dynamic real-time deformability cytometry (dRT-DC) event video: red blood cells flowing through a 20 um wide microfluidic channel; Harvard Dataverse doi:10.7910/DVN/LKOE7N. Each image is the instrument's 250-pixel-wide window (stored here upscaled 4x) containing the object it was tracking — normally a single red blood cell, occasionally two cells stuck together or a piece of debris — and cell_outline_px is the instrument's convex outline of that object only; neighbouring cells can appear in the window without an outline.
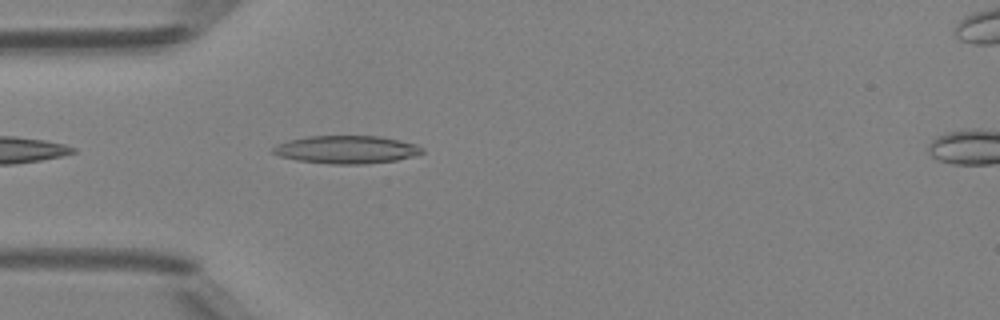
{"species": "Egyptian fruit bat (a non-hibernating species)", "species_latin": "Rousettus aegyptiacus", "temperature_condition": "room temperature", "stored_images_in_passage": 27, "camera_frame_rate_fps": 3000, "um_per_image_px": 0.085, "animal": {"sex": "female"}, "frame": {"image": 1, "passage_image": 1, "time_ms": 0.0, "image_size_px": [1000, 320], "cell_outline_px": [[424, 152], [416, 156], [396, 160], [364, 164], [332, 164], [296, 160], [280, 156], [272, 152], [272, 148], [276, 144], [288, 140], [308, 136], [380, 136], [400, 140], [416, 144], [424, 148]], "centroid_in_image_um": [29.47, 12.71], "position_along_channel_um": 55.5, "area_um2": 24.39}}
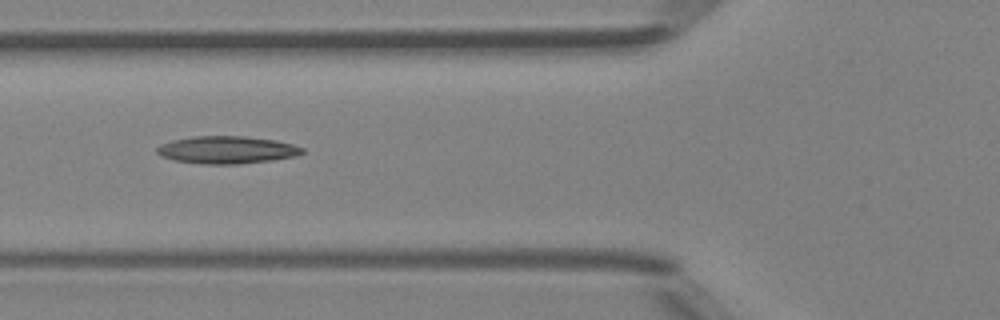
{"frame": {"image": 2, "passage_image": 5, "time_ms": 1.333, "image_size_px": [1000, 320], "cell_outline_px": [[304, 152], [296, 156], [272, 160], [240, 164], [200, 164], [172, 160], [160, 156], [156, 152], [156, 148], [160, 144], [172, 140], [192, 136], [244, 136], [276, 140], [292, 144], [304, 148]], "centroid_in_image_um": [19.25, 12.74], "position_along_channel_um": 106.5, "area_um2": 23.52}, "authors_computed_cell_mechanics": {"area_um2": 19.941, "velocity_mm_per_s": 4.2697, "shape_relaxation_time_tau1_ms": null, "shape_relaxation_time_tau2_ms": 3.1324, "deformation_change_tau1": null, "deformation_change_tau2": 0.1451}}